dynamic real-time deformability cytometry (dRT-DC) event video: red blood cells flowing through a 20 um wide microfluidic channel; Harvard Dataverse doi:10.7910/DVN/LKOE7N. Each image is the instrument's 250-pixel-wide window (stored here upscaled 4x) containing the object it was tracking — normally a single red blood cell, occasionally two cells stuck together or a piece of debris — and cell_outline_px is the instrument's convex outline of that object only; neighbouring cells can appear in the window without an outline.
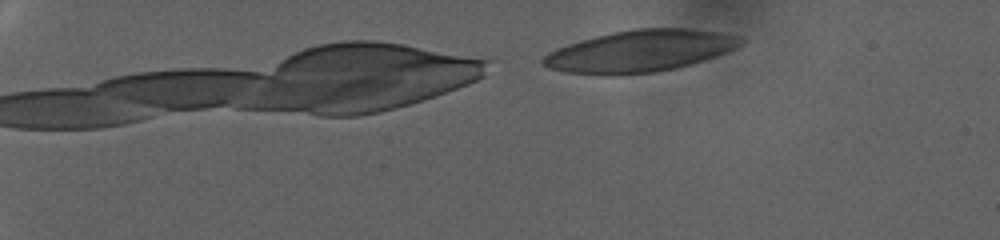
{"species": "human", "species_latin": "Homo sapiens", "temperature_condition": "warm", "stored_images_in_passage": 14, "camera_frame_rate_fps": 3000, "um_per_image_px": 0.085, "donor": {"sex": "female"}, "frame": {"image": 1, "passage_image": 1, "time_ms": 0.0, "image_size_px": [1000, 240], "cell_outline_px": [[748, 40], [744, 44], [736, 48], [716, 56], [676, 68], [652, 72], [564, 72], [552, 68], [544, 64], [540, 60], [548, 52], [556, 48], [580, 40], [612, 32], [636, 28], [684, 28], [720, 32], [744, 36]], "centroid_in_image_um": [54.52, 4.28], "position_along_channel_um": 30.5, "area_um2": 47.11}}